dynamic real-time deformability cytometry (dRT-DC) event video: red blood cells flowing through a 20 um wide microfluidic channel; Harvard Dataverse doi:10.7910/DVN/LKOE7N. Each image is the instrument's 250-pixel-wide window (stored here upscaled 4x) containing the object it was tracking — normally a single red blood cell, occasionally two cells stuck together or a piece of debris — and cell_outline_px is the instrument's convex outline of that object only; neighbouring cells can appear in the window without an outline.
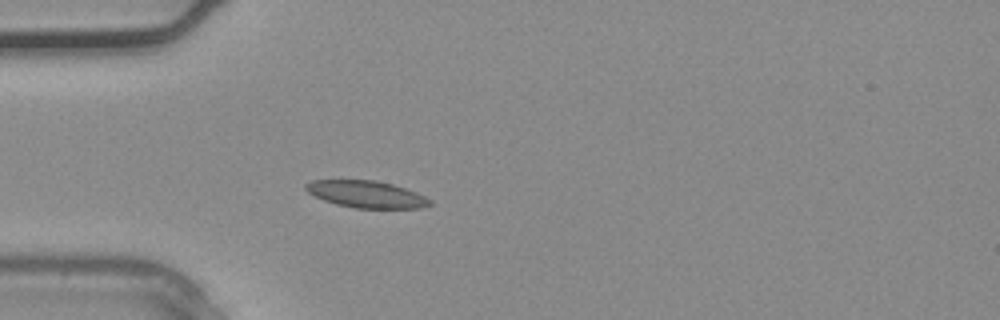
{"species": "common noctule bat (a hibernating species)", "species_latin": "Nyctalus noctula", "temperature_condition": "warm", "stored_images_in_passage": 26, "camera_frame_rate_fps": 3000, "um_per_image_px": 0.085, "animal": {"sex": "male", "body_mass_g": 20.4}, "frame": {"image": 1, "passage_image": 1, "time_ms": 0.0, "image_size_px": [1000, 320], "cell_outline_px": [[432, 204], [420, 208], [356, 208], [336, 204], [324, 200], [308, 192], [304, 188], [304, 184], [312, 180], [376, 180], [392, 184], [416, 192], [432, 200]], "centroid_in_image_um": [31.14, 16.51], "position_along_channel_um": 53.9, "area_um2": 19.42}}